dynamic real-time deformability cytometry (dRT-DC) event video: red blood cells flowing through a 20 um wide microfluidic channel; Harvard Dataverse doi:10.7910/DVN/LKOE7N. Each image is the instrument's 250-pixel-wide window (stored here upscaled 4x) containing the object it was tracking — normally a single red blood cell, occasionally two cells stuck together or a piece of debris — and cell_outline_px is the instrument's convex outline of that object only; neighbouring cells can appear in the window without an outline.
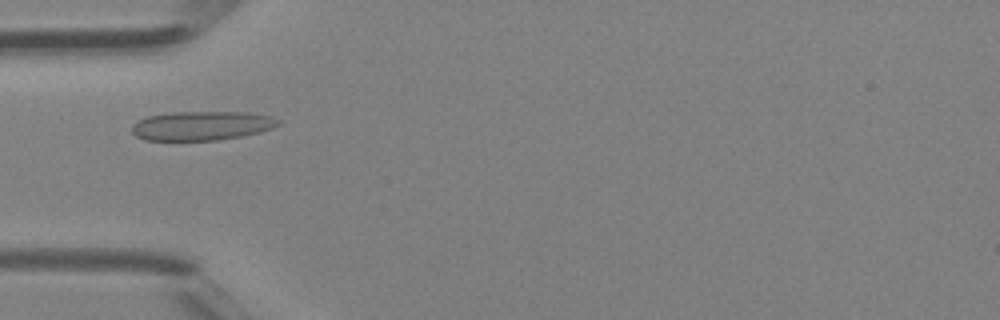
{"species": "Egyptian fruit bat (a non-hibernating species)", "species_latin": "Rousettus aegyptiacus", "temperature_condition": "room temperature", "stored_images_in_passage": 39, "camera_frame_rate_fps": 3000, "um_per_image_px": 0.085, "animal": {"sex": "female"}, "frame": {"image": 1, "passage_image": 11, "time_ms": 3.333, "image_size_px": [1000, 320], "cell_outline_px": [[280, 124], [272, 128], [260, 132], [240, 136], [216, 140], [144, 140], [136, 136], [132, 132], [132, 124], [136, 120], [148, 116], [172, 112], [248, 112], [272, 116], [280, 120]], "centroid_in_image_um": [17.14, 10.68], "position_along_channel_um": 67.9, "area_um2": 24.91}}
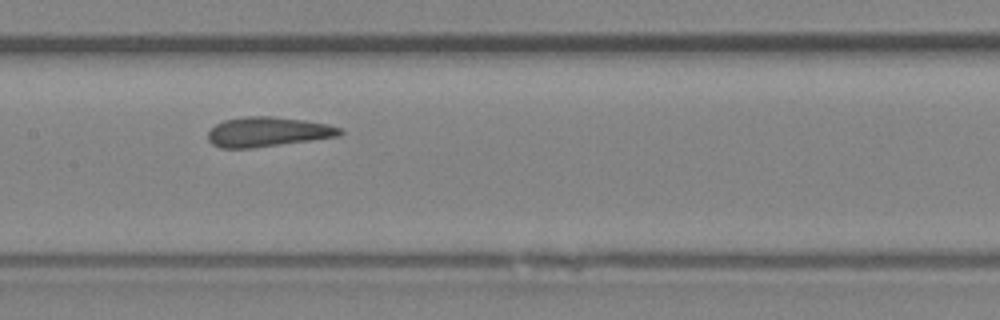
{"frame": {"image": 2, "passage_image": 19, "time_ms": 6.0, "image_size_px": [1000, 320], "cell_outline_px": [[344, 132], [340, 136], [252, 148], [220, 148], [212, 144], [208, 140], [208, 132], [216, 124], [224, 120], [244, 116], [272, 116], [304, 120], [328, 124], [340, 128]], "centroid_in_image_um": [22.75, 11.2], "position_along_channel_um": 184.7, "area_um2": 22.83}}
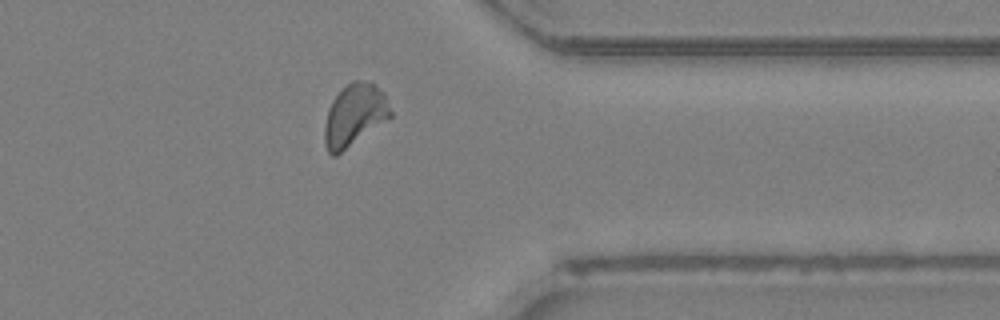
{"frame": {"image": 3, "passage_image": 33, "time_ms": 10.667, "image_size_px": [1000, 320], "cell_outline_px": [[392, 116], [336, 156], [332, 156], [328, 152], [324, 144], [324, 124], [328, 108], [332, 100], [352, 80], [364, 80], [372, 84], [384, 92], [392, 112]], "centroid_in_image_um": [30.11, 9.8], "position_along_channel_um": 381.3, "area_um2": 23.7}}